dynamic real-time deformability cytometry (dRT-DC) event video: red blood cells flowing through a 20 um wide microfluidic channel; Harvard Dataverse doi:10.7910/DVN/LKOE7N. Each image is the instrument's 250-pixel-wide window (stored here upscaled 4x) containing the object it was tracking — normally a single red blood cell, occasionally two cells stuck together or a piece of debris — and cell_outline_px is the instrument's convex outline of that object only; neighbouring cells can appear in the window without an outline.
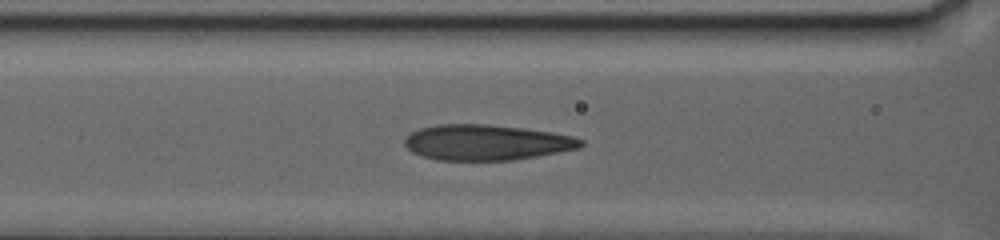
{"species": "human", "species_latin": "Homo sapiens", "temperature_condition": "warm", "stored_images_in_passage": 32, "camera_frame_rate_fps": 3000, "um_per_image_px": 0.085, "donor": {"sex": "female"}, "frame": {"image": 1, "passage_image": 7, "time_ms": 3.667, "image_size_px": [1000, 240], "cell_outline_px": [[584, 144], [580, 148], [560, 152], [516, 160], [436, 160], [420, 156], [412, 152], [404, 144], [404, 140], [412, 132], [420, 128], [436, 124], [484, 124], [524, 128], [572, 136], [584, 140]], "centroid_in_image_um": [41.34, 12.11], "position_along_channel_um": 125.3, "area_um2": 36.59}}
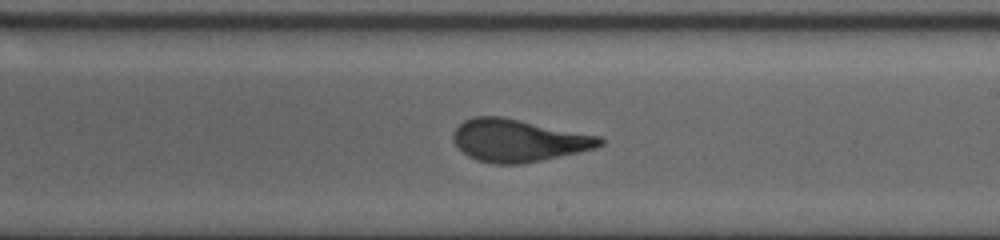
{"frame": {"image": 2, "passage_image": 15, "time_ms": 7.667, "image_size_px": [1000, 240], "cell_outline_px": [[604, 144], [596, 148], [540, 160], [520, 164], [492, 164], [476, 160], [468, 156], [452, 140], [452, 132], [464, 120], [476, 116], [500, 116], [600, 136], [604, 140]], "centroid_in_image_um": [44.04, 11.94], "position_along_channel_um": 245.0, "area_um2": 36.01}}
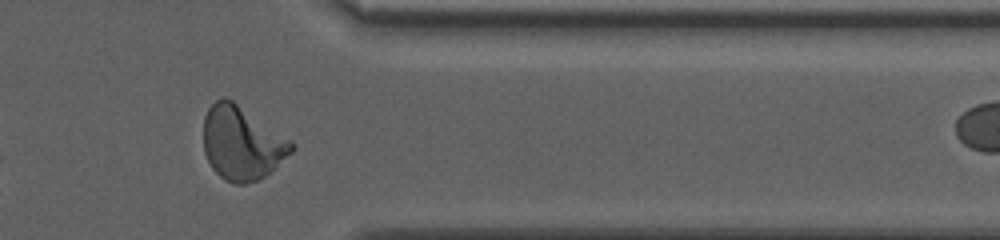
{"frame": {"image": 3, "passage_image": 29, "time_ms": 12.667, "image_size_px": [1000, 240], "cell_outline_px": [[296, 144], [292, 152], [260, 180], [244, 184], [236, 184], [224, 180], [212, 168], [204, 152], [204, 116], [208, 108], [216, 100], [224, 96], [232, 100]], "centroid_in_image_um": [20.54, 12.17], "position_along_channel_um": 390.9, "area_um2": 37.45}}